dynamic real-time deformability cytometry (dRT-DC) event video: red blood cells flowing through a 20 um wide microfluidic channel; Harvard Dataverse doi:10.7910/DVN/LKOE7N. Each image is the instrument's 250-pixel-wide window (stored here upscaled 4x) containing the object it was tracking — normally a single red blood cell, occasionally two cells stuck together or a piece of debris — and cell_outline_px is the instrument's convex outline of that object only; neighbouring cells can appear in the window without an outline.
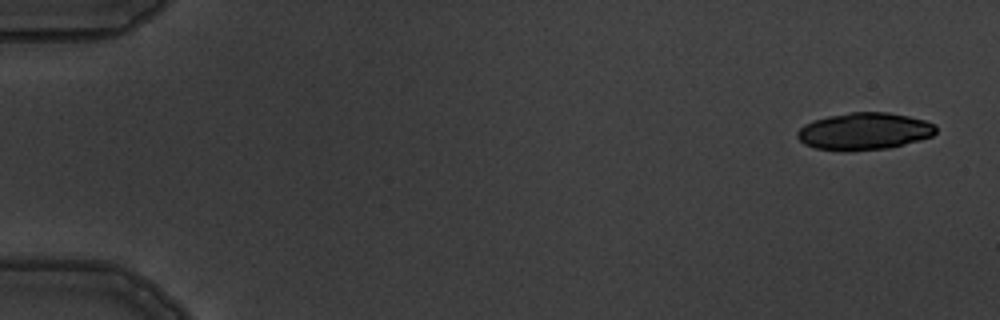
{"species": "common noctule bat (a hibernating species)", "species_latin": "Nyctalus noctula", "temperature_condition": "warm", "stored_images_in_passage": 5, "camera_frame_rate_fps": 3000, "um_per_image_px": 0.085, "animal": {"sex": "male", "body_mass_g": 19.5, "forearm_length_mm": 54.6}, "frame": {"image": 1, "passage_image": 1, "time_ms": 0.0, "image_size_px": [1000, 320], "cell_outline_px": [[936, 132], [932, 136], [904, 144], [888, 148], [816, 148], [804, 144], [796, 136], [796, 132], [804, 124], [812, 120], [828, 116], [848, 112], [888, 112], [908, 116], [924, 120], [936, 124]], "centroid_in_image_um": [73.47, 11.1], "position_along_channel_um": 11.5, "area_um2": 29.19}}